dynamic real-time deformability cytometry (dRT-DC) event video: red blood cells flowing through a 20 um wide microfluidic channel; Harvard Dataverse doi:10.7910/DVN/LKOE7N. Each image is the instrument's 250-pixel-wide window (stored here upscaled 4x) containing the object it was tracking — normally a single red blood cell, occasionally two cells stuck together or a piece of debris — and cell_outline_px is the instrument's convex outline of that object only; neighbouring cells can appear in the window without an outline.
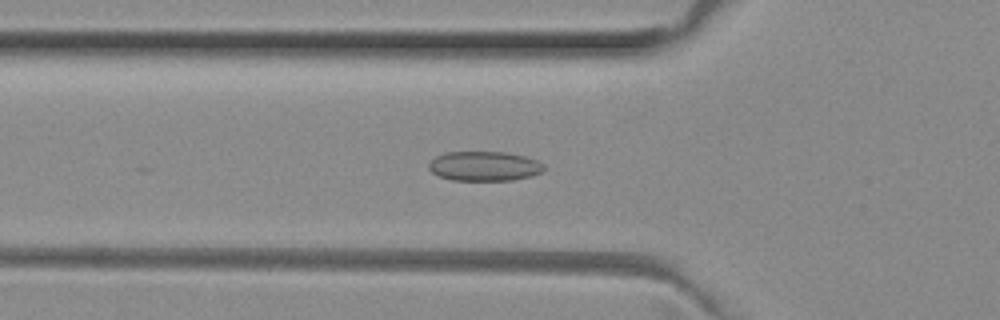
{"species": "common noctule bat (a hibernating species)", "species_latin": "Nyctalus noctula", "temperature_condition": "room temperature", "stored_images_in_passage": 16, "camera_frame_rate_fps": 3000, "um_per_image_px": 0.085, "animal": {"sex": "female", "body_mass_g": 29.2, "forearm_length_mm": 56.3}, "frame": {"image": 1, "passage_image": 9, "time_ms": 2.667, "image_size_px": [1000, 320], "cell_outline_px": [[544, 172], [532, 176], [512, 180], [452, 180], [440, 176], [432, 172], [428, 168], [428, 164], [436, 156], [444, 152], [504, 152], [524, 156], [536, 160], [544, 164]], "centroid_in_image_um": [41.18, 14.12], "position_along_channel_um": 84.6, "area_um2": 19.88}}
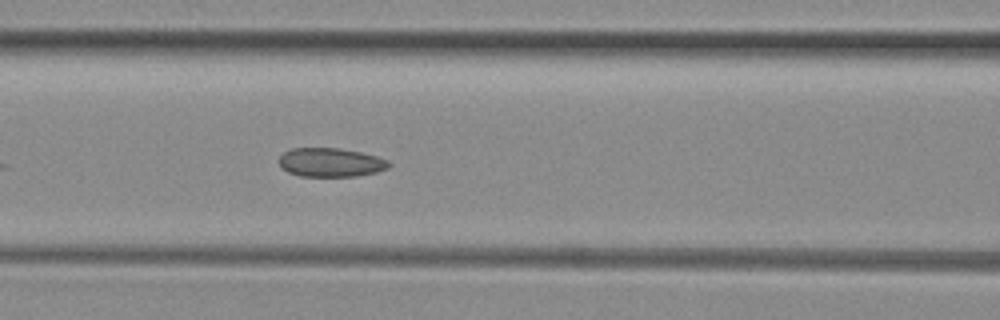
{"frame": {"image": 2, "passage_image": 13, "time_ms": 4.0, "image_size_px": [1000, 320], "cell_outline_px": [[392, 164], [388, 168], [376, 172], [356, 176], [300, 176], [288, 172], [280, 168], [280, 156], [284, 152], [292, 148], [340, 148], [360, 152], [376, 156], [388, 160]], "centroid_in_image_um": [28.11, 13.8], "position_along_channel_um": 138.5, "area_um2": 18.5}}